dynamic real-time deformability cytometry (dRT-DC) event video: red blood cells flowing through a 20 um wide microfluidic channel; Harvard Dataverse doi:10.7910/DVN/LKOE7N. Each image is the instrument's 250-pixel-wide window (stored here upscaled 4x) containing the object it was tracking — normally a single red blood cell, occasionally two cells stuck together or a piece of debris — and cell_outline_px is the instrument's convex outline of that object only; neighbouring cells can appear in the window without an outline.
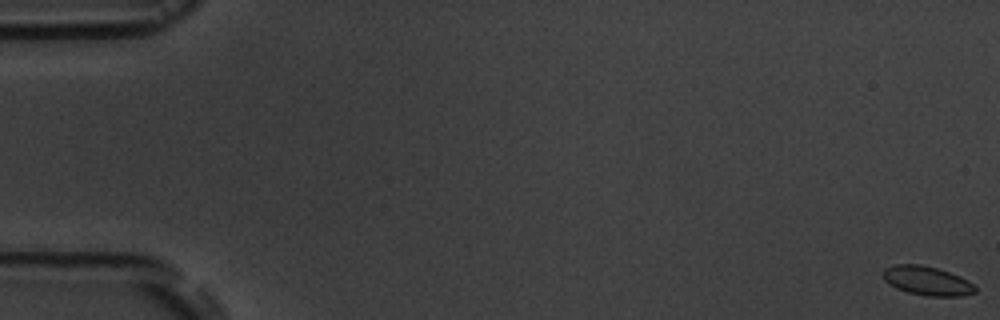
{"species": "common noctule bat (a hibernating species)", "species_latin": "Nyctalus noctula", "temperature_condition": "room temperature", "stored_images_in_passage": 8, "camera_frame_rate_fps": 3000, "um_per_image_px": 0.085, "animal": {"sex": "male", "body_mass_g": 19.5, "forearm_length_mm": 54.6}, "frame": {"image": 1, "passage_image": 1, "time_ms": 0.0, "image_size_px": [1000, 320], "cell_outline_px": [[976, 292], [960, 296], [928, 296], [908, 292], [896, 288], [884, 280], [880, 272], [884, 268], [892, 264], [920, 264], [936, 268], [960, 276], [968, 280], [976, 288]], "centroid_in_image_um": [78.75, 23.85], "position_along_channel_um": 6.3, "area_um2": 15.66}}
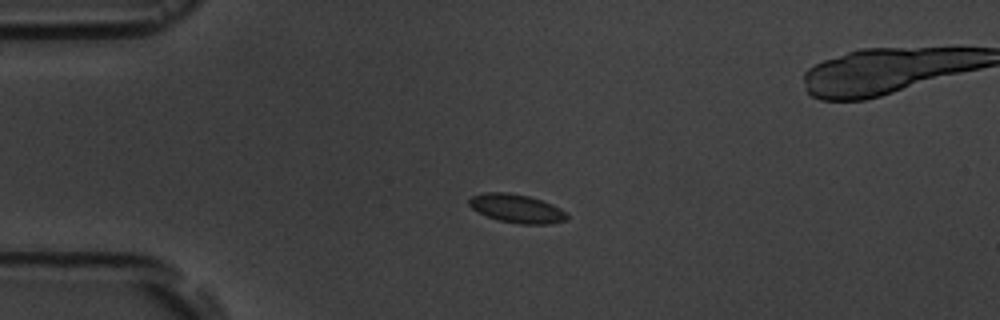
{"frame": {"image": 2, "passage_image": 5, "time_ms": 4.667, "image_size_px": [1000, 320], "cell_outline_px": [[568, 216], [564, 220], [552, 224], [520, 224], [500, 220], [476, 212], [468, 204], [468, 200], [472, 196], [484, 192], [508, 192], [528, 196], [552, 204], [560, 208]], "centroid_in_image_um": [43.88, 17.72], "position_along_channel_um": 41.1, "area_um2": 16.18}}
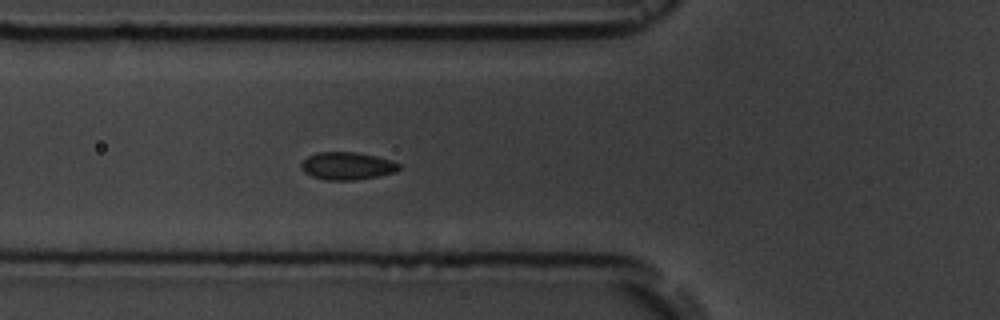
{"frame": {"image": 3, "passage_image": 7, "time_ms": 7.0, "image_size_px": [1000, 320], "cell_outline_px": [[400, 168], [396, 172], [380, 176], [356, 180], [324, 180], [312, 176], [304, 172], [300, 168], [300, 164], [308, 156], [316, 152], [356, 152], [376, 156], [392, 160], [400, 164]], "centroid_in_image_um": [29.51, 14.11], "position_along_channel_um": 96.3, "area_um2": 15.95}}